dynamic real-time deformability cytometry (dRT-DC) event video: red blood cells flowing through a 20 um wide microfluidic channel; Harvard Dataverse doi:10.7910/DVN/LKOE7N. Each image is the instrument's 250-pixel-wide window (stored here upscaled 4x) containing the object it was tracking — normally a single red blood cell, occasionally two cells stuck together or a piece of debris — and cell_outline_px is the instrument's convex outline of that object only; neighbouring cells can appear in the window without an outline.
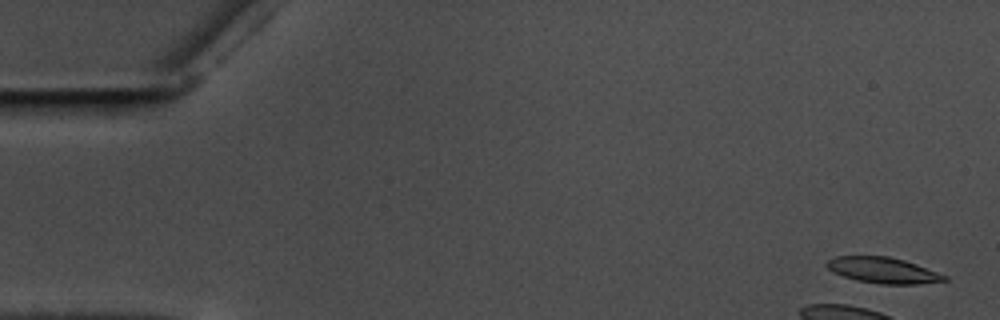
{"species": "common noctule bat (a hibernating species)", "species_latin": "Nyctalus noctula", "temperature_condition": "warm", "stored_images_in_passage": 7, "camera_frame_rate_fps": 3000, "um_per_image_px": 0.085, "animal": {"sex": "male", "body_mass_g": 17.5, "forearm_length_mm": 52.3}, "frame": {"image": 1, "passage_image": 2, "time_ms": 0.333, "image_size_px": [1000, 320], "cell_outline_px": [[948, 280], [920, 284], [880, 284], [856, 280], [844, 276], [828, 268], [824, 264], [828, 260], [836, 256], [888, 256], [904, 260], [916, 264], [948, 276]], "centroid_in_image_um": [75.08, 22.97], "position_along_channel_um": 9.9, "area_um2": 17.63}}